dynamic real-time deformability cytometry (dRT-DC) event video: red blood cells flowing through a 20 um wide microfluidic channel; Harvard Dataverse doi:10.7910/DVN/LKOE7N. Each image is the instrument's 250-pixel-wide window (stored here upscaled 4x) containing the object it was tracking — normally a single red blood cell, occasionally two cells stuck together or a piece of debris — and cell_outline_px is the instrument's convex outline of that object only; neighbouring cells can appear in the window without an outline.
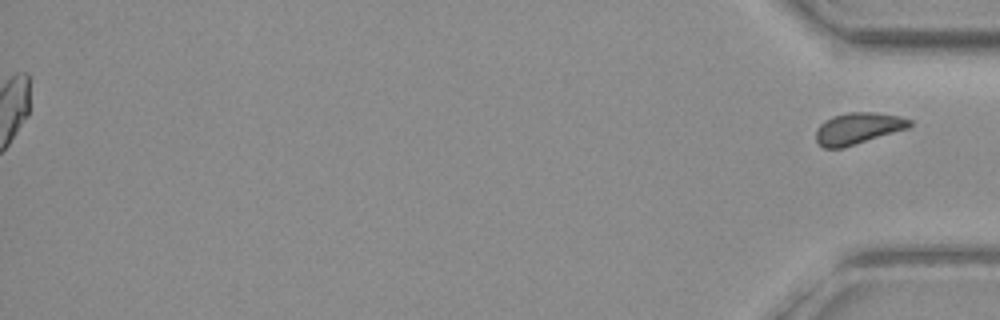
{"species": "common noctule bat (a hibernating species)", "species_latin": "Nyctalus noctula", "temperature_condition": "warm", "stored_images_in_passage": 60, "segment_of_instrument_passage": [2, 2], "camera_frame_rate_fps": 3000, "um_per_image_px": 0.085, "animal": {"sex": "female", "body_mass_g": 19.3, "forearm_length_mm": 54.1}, "frame": {"image": 1, "passage_image": 60, "time_ms": 19.667, "image_size_px": [1000, 320], "cell_outline_px": [[912, 124], [908, 128], [844, 148], [824, 148], [816, 140], [816, 128], [824, 120], [832, 116], [848, 112], [872, 112], [900, 116], [912, 120]], "centroid_in_image_um": [72.91, 10.91], "position_along_channel_um": 362.3, "area_um2": 17.28}}